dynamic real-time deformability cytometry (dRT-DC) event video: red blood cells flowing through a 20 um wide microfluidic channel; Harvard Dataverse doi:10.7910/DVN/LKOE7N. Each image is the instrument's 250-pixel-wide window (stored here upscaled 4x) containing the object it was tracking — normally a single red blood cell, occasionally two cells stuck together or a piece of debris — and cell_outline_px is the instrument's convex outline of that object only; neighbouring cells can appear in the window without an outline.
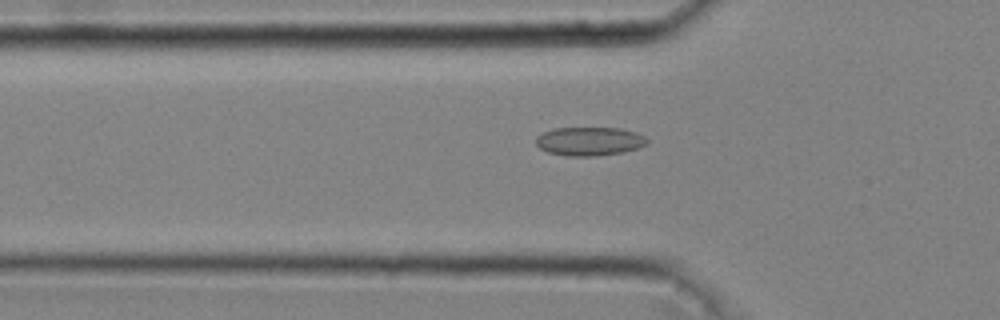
{"species": "common noctule bat (a hibernating species)", "species_latin": "Nyctalus noctula", "temperature_condition": "cold", "stored_images_in_passage": 25, "camera_frame_rate_fps": 3000, "um_per_image_px": 0.085, "animal": {"sex": "male", "body_mass_g": 20.4}, "frame": {"image": 1, "passage_image": 11, "time_ms": 3.333, "image_size_px": [1000, 320], "cell_outline_px": [[648, 144], [624, 152], [592, 156], [568, 156], [548, 152], [540, 148], [536, 144], [536, 136], [552, 128], [620, 128], [636, 132], [644, 136], [648, 140]], "centroid_in_image_um": [50.1, 12.0], "position_along_channel_um": 75.7, "area_um2": 18.55}}
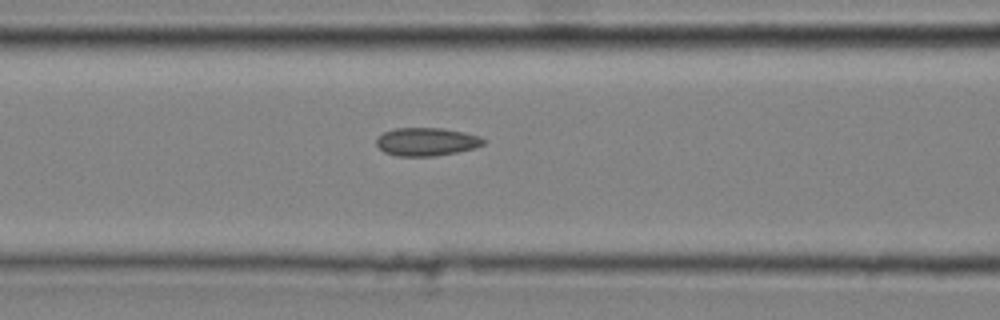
{"frame": {"image": 2, "passage_image": 15, "time_ms": 4.667, "image_size_px": [1000, 320], "cell_outline_px": [[488, 140], [484, 144], [476, 148], [436, 156], [396, 156], [384, 152], [376, 144], [376, 140], [384, 132], [396, 128], [440, 128], [464, 132], [480, 136]], "centroid_in_image_um": [36.29, 12.05], "position_along_channel_um": 130.3, "area_um2": 17.63}}
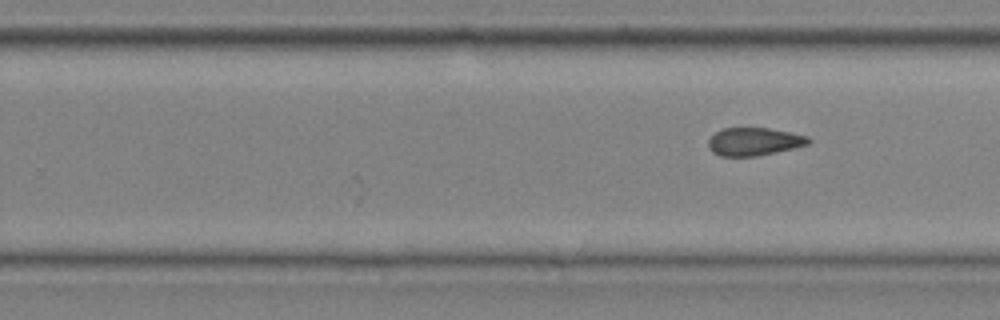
{"frame": {"image": 3, "passage_image": 25, "time_ms": 8.0, "image_size_px": [1000, 320], "cell_outline_px": [[812, 140], [808, 144], [776, 152], [756, 156], [720, 156], [712, 152], [708, 148], [708, 140], [716, 132], [724, 128], [768, 128], [808, 136]], "centroid_in_image_um": [64.07, 12.04], "position_along_channel_um": 265.7, "area_um2": 16.18}}